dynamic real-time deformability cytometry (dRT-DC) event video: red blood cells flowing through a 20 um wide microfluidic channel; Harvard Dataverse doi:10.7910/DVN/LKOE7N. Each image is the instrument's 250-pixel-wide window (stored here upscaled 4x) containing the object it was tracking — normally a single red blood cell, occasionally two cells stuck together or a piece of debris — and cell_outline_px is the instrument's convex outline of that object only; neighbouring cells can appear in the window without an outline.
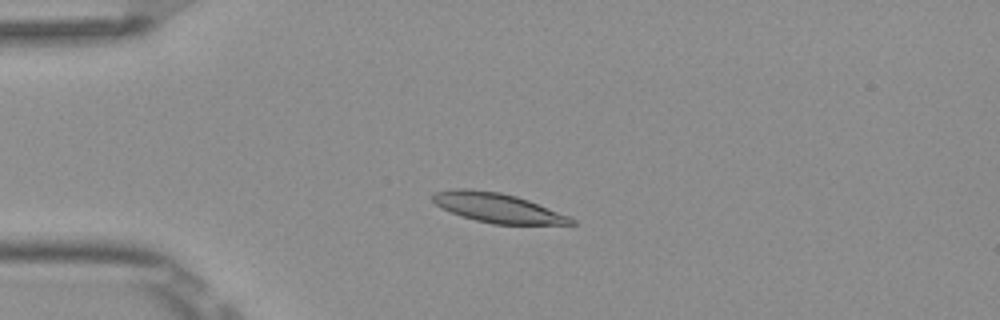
{"species": "Egyptian fruit bat (a non-hibernating species)", "species_latin": "Rousettus aegyptiacus", "temperature_condition": "room temperature", "stored_images_in_passage": 8, "camera_frame_rate_fps": 3000, "um_per_image_px": 0.085, "frame": {"image": 1, "passage_image": 3, "time_ms": 0.667, "image_size_px": [1000, 320], "cell_outline_px": [[576, 224], [492, 224], [476, 220], [452, 212], [436, 204], [432, 200], [432, 196], [436, 192], [452, 188], [472, 188], [500, 192], [516, 196], [528, 200], [568, 216], [576, 220]], "centroid_in_image_um": [42.28, 17.65], "position_along_channel_um": 42.7, "area_um2": 23.47}}
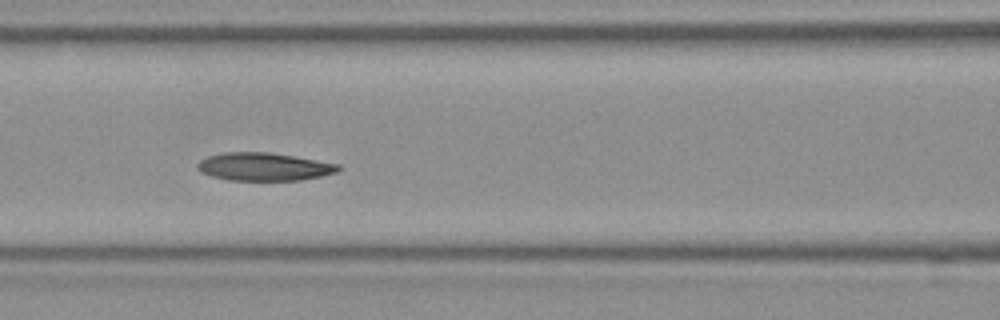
{"frame": {"image": 2, "passage_image": 6, "time_ms": 1.667, "image_size_px": [1000, 320], "cell_outline_px": [[340, 168], [336, 172], [320, 176], [300, 180], [228, 180], [212, 176], [200, 172], [196, 168], [196, 164], [200, 160], [208, 156], [224, 152], [268, 152], [340, 164]], "centroid_in_image_um": [22.39, 14.17], "position_along_channel_um": 144.2, "area_um2": 22.83}}
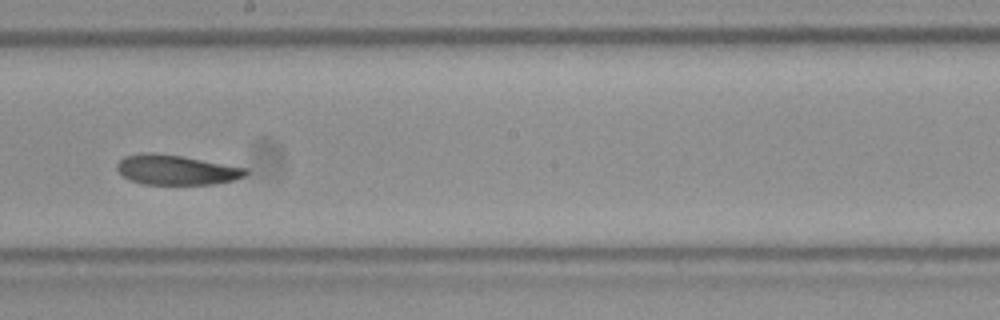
{"frame": {"image": 3, "passage_image": 8, "time_ms": 2.333, "image_size_px": [1000, 320], "cell_outline_px": [[248, 172], [244, 176], [232, 180], [212, 184], [144, 184], [128, 180], [116, 168], [116, 164], [124, 156], [148, 152], [152, 152], [180, 156], [248, 168]], "centroid_in_image_um": [14.95, 14.44], "position_along_channel_um": 233.3, "area_um2": 22.2}}